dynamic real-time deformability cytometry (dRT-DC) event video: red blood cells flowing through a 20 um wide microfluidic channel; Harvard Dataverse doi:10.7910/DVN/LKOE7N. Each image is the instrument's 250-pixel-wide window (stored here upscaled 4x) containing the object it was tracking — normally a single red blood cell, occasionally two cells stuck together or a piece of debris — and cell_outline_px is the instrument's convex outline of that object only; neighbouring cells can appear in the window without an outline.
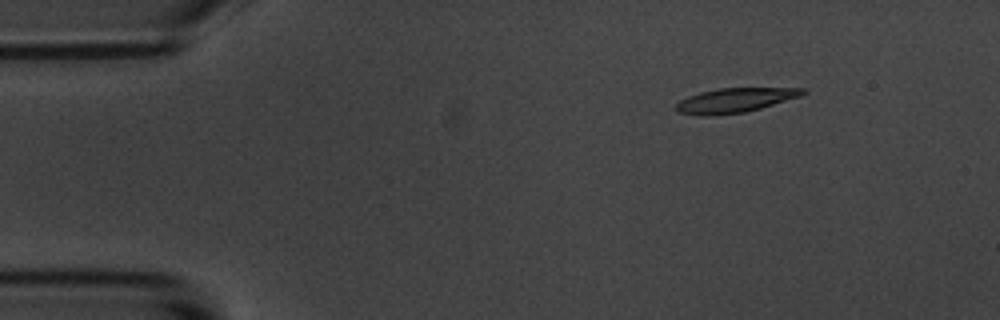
{"species": "common noctule bat (a hibernating species)", "species_latin": "Nyctalus noctula", "temperature_condition": "room temperature", "stored_images_in_passage": 5, "camera_frame_rate_fps": 3000, "um_per_image_px": 0.085, "animal": {"sex": "male", "body_mass_g": 20.1, "forearm_length_mm": 53.5}, "frame": {"image": 1, "passage_image": 3, "time_ms": 2.333, "image_size_px": [1000, 320], "cell_outline_px": [[808, 92], [800, 96], [760, 108], [744, 112], [708, 116], [700, 116], [680, 112], [676, 108], [676, 104], [680, 100], [688, 96], [700, 92], [720, 88], [804, 88]], "centroid_in_image_um": [62.46, 8.52], "position_along_channel_um": 22.5, "area_um2": 17.86}}
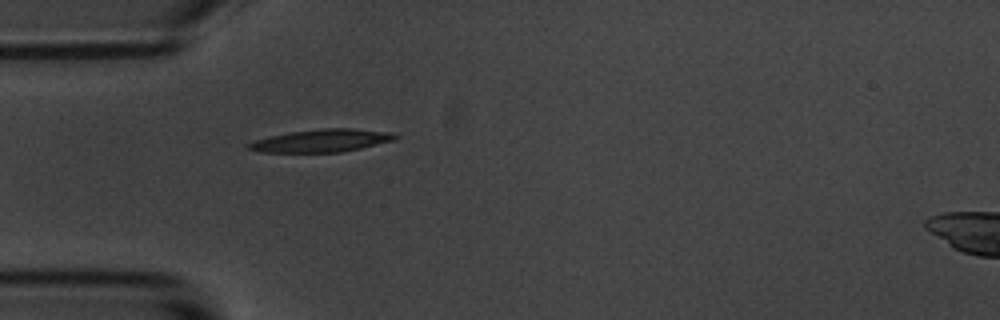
{"frame": {"image": 2, "passage_image": 5, "time_ms": 5.333, "image_size_px": [1000, 320], "cell_outline_px": [[400, 136], [392, 140], [360, 148], [340, 152], [260, 152], [248, 148], [244, 144], [256, 140], [288, 132], [324, 128], [352, 128], [396, 132]], "centroid_in_image_um": [27.36, 11.94], "position_along_channel_um": 57.6, "area_um2": 19.36}}